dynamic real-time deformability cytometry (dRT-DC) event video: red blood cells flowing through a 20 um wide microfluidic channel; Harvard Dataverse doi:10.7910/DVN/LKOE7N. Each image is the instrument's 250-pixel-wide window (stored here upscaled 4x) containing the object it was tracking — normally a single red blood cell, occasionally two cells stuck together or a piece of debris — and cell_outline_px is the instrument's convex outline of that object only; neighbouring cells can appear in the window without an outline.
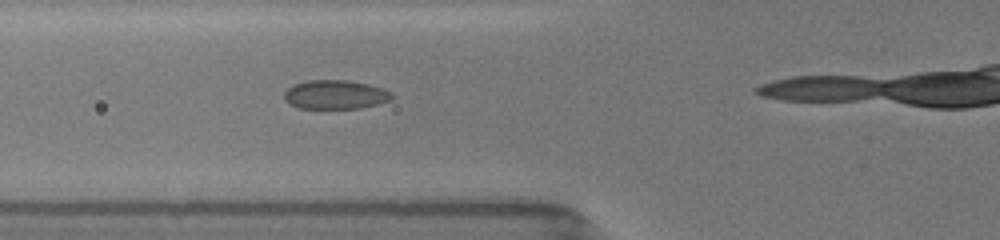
{"species": "common noctule bat (a hibernating species)", "species_latin": "Nyctalus noctula", "temperature_condition": "room temperature", "stored_images_in_passage": 4, "camera_frame_rate_fps": 3000, "um_per_image_px": 0.085, "animal": {"sex": "female", "body_mass_g": 19.5, "forearm_length_mm": 54.1}, "frame": {"image": 1, "passage_image": 3, "time_ms": 2.333, "image_size_px": [1000, 240], "cell_outline_px": [[392, 100], [360, 108], [296, 108], [288, 104], [284, 100], [284, 92], [292, 84], [308, 80], [348, 80], [368, 84], [392, 92]], "centroid_in_image_um": [28.45, 8.04], "position_along_channel_um": 97.4, "area_um2": 18.26}}